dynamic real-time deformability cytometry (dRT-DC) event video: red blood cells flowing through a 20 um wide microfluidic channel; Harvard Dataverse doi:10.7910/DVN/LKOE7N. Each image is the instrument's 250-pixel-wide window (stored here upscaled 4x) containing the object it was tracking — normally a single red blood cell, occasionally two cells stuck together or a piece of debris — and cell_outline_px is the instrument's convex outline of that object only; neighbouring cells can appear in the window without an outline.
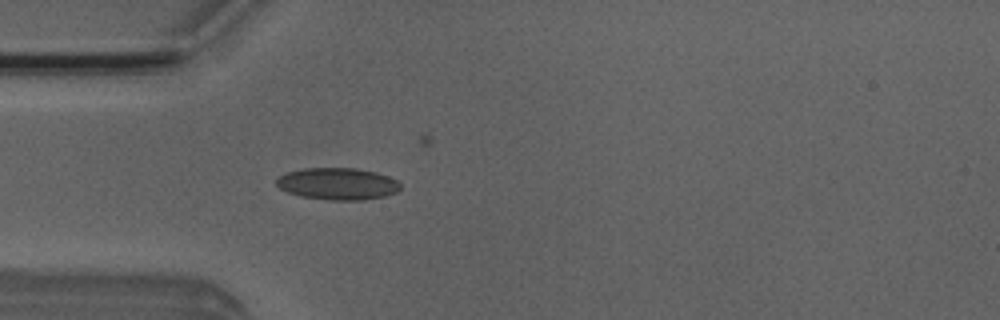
{"species": "Egyptian fruit bat (a non-hibernating species)", "species_latin": "Rousettus aegyptiacus", "temperature_condition": "room temperature", "stored_images_in_passage": 30, "camera_frame_rate_fps": 3000, "um_per_image_px": 0.085, "animal": {"sex": "male"}, "frame": {"image": 1, "passage_image": 3, "time_ms": 0.667, "image_size_px": [1000, 320], "cell_outline_px": [[400, 188], [396, 192], [384, 196], [364, 200], [328, 200], [300, 196], [288, 192], [280, 188], [276, 184], [276, 180], [280, 176], [288, 172], [304, 168], [356, 168], [376, 172], [388, 176], [396, 180], [400, 184]], "centroid_in_image_um": [28.7, 15.62], "position_along_channel_um": 56.3, "area_um2": 23.0}}
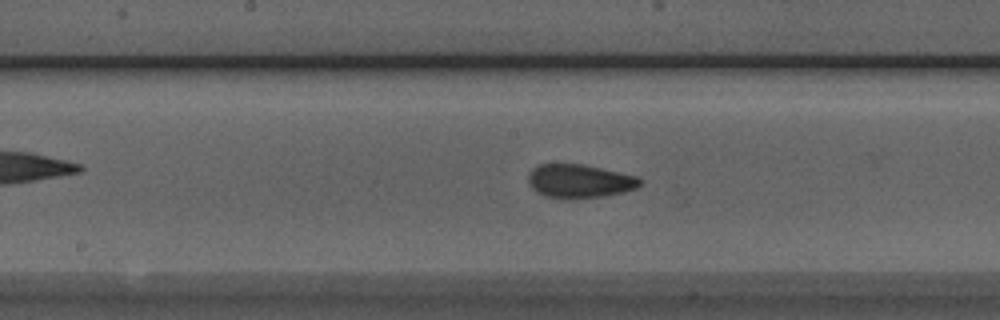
{"frame": {"image": 2, "passage_image": 14, "time_ms": 4.333, "image_size_px": [1000, 320], "cell_outline_px": [[640, 184], [636, 188], [624, 192], [604, 196], [560, 200], [544, 196], [536, 192], [528, 184], [528, 176], [532, 168], [540, 164], [584, 164], [636, 176], [640, 180]], "centroid_in_image_um": [49.2, 15.41], "position_along_channel_um": 199.0, "area_um2": 22.08}}
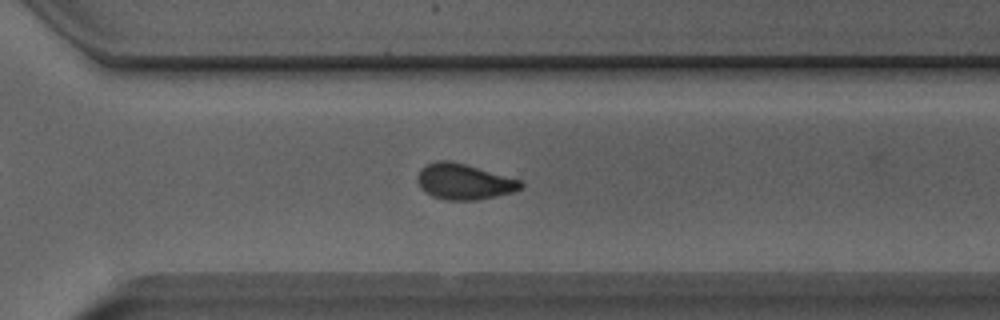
{"frame": {"image": 3, "passage_image": 24, "time_ms": 7.667, "image_size_px": [1000, 320], "cell_outline_px": [[524, 184], [520, 188], [512, 192], [496, 196], [476, 200], [448, 200], [432, 196], [424, 192], [420, 188], [416, 180], [416, 176], [420, 168], [424, 164], [436, 160], [452, 160], [520, 180]], "centroid_in_image_um": [39.36, 15.42], "position_along_channel_um": 331.2, "area_um2": 21.68}, "authors_computed_cell_mechanics": {"area_um2": 21.5883, "velocity_mm_per_s": 3.9747, "shape_relaxation_time_tau1_ms": 10.6611, "shape_relaxation_time_tau2_ms": 1.4333, "deformation_change_tau1": 0.2049, "deformation_change_tau2": 0.0596}}